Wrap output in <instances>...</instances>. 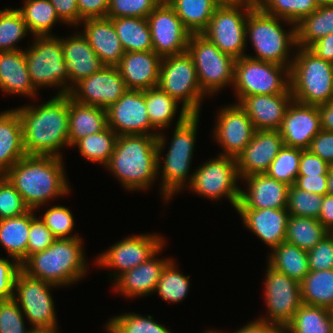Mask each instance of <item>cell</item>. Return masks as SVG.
<instances>
[{
  "mask_svg": "<svg viewBox=\"0 0 333 333\" xmlns=\"http://www.w3.org/2000/svg\"><path fill=\"white\" fill-rule=\"evenodd\" d=\"M280 21L292 27L284 31ZM248 38L256 54L247 57L291 68L295 52L291 49L297 47L295 24L266 14L256 5L247 16L246 42ZM290 51H293L292 56Z\"/></svg>",
  "mask_w": 333,
  "mask_h": 333,
  "instance_id": "6",
  "label": "cell"
},
{
  "mask_svg": "<svg viewBox=\"0 0 333 333\" xmlns=\"http://www.w3.org/2000/svg\"><path fill=\"white\" fill-rule=\"evenodd\" d=\"M162 57L153 50L126 52L116 66L128 90L158 87Z\"/></svg>",
  "mask_w": 333,
  "mask_h": 333,
  "instance_id": "24",
  "label": "cell"
},
{
  "mask_svg": "<svg viewBox=\"0 0 333 333\" xmlns=\"http://www.w3.org/2000/svg\"><path fill=\"white\" fill-rule=\"evenodd\" d=\"M179 117L174 127L170 146L162 158V152L167 144V138L161 131L157 136V176L162 174L161 191L164 202L168 203L178 191L188 187L193 178L190 173L193 158L199 114H189L184 108H180ZM164 159L163 163L161 162ZM163 164V165H162ZM162 166V167H161ZM161 169V170H160ZM162 171V172H161ZM160 172V173H159ZM187 182V183H186ZM183 188V189H182Z\"/></svg>",
  "mask_w": 333,
  "mask_h": 333,
  "instance_id": "3",
  "label": "cell"
},
{
  "mask_svg": "<svg viewBox=\"0 0 333 333\" xmlns=\"http://www.w3.org/2000/svg\"><path fill=\"white\" fill-rule=\"evenodd\" d=\"M34 211L36 210L31 209V224L26 249V260L31 255L44 251L56 240L40 217H36L37 215Z\"/></svg>",
  "mask_w": 333,
  "mask_h": 333,
  "instance_id": "54",
  "label": "cell"
},
{
  "mask_svg": "<svg viewBox=\"0 0 333 333\" xmlns=\"http://www.w3.org/2000/svg\"><path fill=\"white\" fill-rule=\"evenodd\" d=\"M33 38V43L24 50V54L34 88L38 91L42 87H60L56 95L69 94V75L61 37L47 35Z\"/></svg>",
  "mask_w": 333,
  "mask_h": 333,
  "instance_id": "8",
  "label": "cell"
},
{
  "mask_svg": "<svg viewBox=\"0 0 333 333\" xmlns=\"http://www.w3.org/2000/svg\"><path fill=\"white\" fill-rule=\"evenodd\" d=\"M30 224L31 209L20 216L0 220V245L20 265L26 261Z\"/></svg>",
  "mask_w": 333,
  "mask_h": 333,
  "instance_id": "33",
  "label": "cell"
},
{
  "mask_svg": "<svg viewBox=\"0 0 333 333\" xmlns=\"http://www.w3.org/2000/svg\"><path fill=\"white\" fill-rule=\"evenodd\" d=\"M0 89L2 92L14 95L31 98L37 96V90L31 82L22 49L0 52Z\"/></svg>",
  "mask_w": 333,
  "mask_h": 333,
  "instance_id": "30",
  "label": "cell"
},
{
  "mask_svg": "<svg viewBox=\"0 0 333 333\" xmlns=\"http://www.w3.org/2000/svg\"><path fill=\"white\" fill-rule=\"evenodd\" d=\"M329 233L316 218L290 215L284 241L308 251Z\"/></svg>",
  "mask_w": 333,
  "mask_h": 333,
  "instance_id": "40",
  "label": "cell"
},
{
  "mask_svg": "<svg viewBox=\"0 0 333 333\" xmlns=\"http://www.w3.org/2000/svg\"><path fill=\"white\" fill-rule=\"evenodd\" d=\"M29 210L20 193L6 178L0 185V220L20 216Z\"/></svg>",
  "mask_w": 333,
  "mask_h": 333,
  "instance_id": "53",
  "label": "cell"
},
{
  "mask_svg": "<svg viewBox=\"0 0 333 333\" xmlns=\"http://www.w3.org/2000/svg\"><path fill=\"white\" fill-rule=\"evenodd\" d=\"M285 333H333L328 308L303 303Z\"/></svg>",
  "mask_w": 333,
  "mask_h": 333,
  "instance_id": "41",
  "label": "cell"
},
{
  "mask_svg": "<svg viewBox=\"0 0 333 333\" xmlns=\"http://www.w3.org/2000/svg\"><path fill=\"white\" fill-rule=\"evenodd\" d=\"M62 162L63 158L56 156L26 155L6 172V178L29 209L38 210L53 198L70 193Z\"/></svg>",
  "mask_w": 333,
  "mask_h": 333,
  "instance_id": "2",
  "label": "cell"
},
{
  "mask_svg": "<svg viewBox=\"0 0 333 333\" xmlns=\"http://www.w3.org/2000/svg\"><path fill=\"white\" fill-rule=\"evenodd\" d=\"M321 129L333 132V101L318 105Z\"/></svg>",
  "mask_w": 333,
  "mask_h": 333,
  "instance_id": "65",
  "label": "cell"
},
{
  "mask_svg": "<svg viewBox=\"0 0 333 333\" xmlns=\"http://www.w3.org/2000/svg\"><path fill=\"white\" fill-rule=\"evenodd\" d=\"M158 87L181 102L189 114H200L205 94L200 88L191 55L181 54L162 57Z\"/></svg>",
  "mask_w": 333,
  "mask_h": 333,
  "instance_id": "12",
  "label": "cell"
},
{
  "mask_svg": "<svg viewBox=\"0 0 333 333\" xmlns=\"http://www.w3.org/2000/svg\"><path fill=\"white\" fill-rule=\"evenodd\" d=\"M246 190H240L236 209H280L287 207L289 185L266 173L254 174L242 179Z\"/></svg>",
  "mask_w": 333,
  "mask_h": 333,
  "instance_id": "23",
  "label": "cell"
},
{
  "mask_svg": "<svg viewBox=\"0 0 333 333\" xmlns=\"http://www.w3.org/2000/svg\"><path fill=\"white\" fill-rule=\"evenodd\" d=\"M216 117L213 136L223 149L219 155L236 158L252 140L253 122L238 103L224 106Z\"/></svg>",
  "mask_w": 333,
  "mask_h": 333,
  "instance_id": "20",
  "label": "cell"
},
{
  "mask_svg": "<svg viewBox=\"0 0 333 333\" xmlns=\"http://www.w3.org/2000/svg\"><path fill=\"white\" fill-rule=\"evenodd\" d=\"M318 5H328V4H333V0H316Z\"/></svg>",
  "mask_w": 333,
  "mask_h": 333,
  "instance_id": "70",
  "label": "cell"
},
{
  "mask_svg": "<svg viewBox=\"0 0 333 333\" xmlns=\"http://www.w3.org/2000/svg\"><path fill=\"white\" fill-rule=\"evenodd\" d=\"M107 127L105 108L76 102L68 94V133L69 146L78 140L101 132Z\"/></svg>",
  "mask_w": 333,
  "mask_h": 333,
  "instance_id": "31",
  "label": "cell"
},
{
  "mask_svg": "<svg viewBox=\"0 0 333 333\" xmlns=\"http://www.w3.org/2000/svg\"><path fill=\"white\" fill-rule=\"evenodd\" d=\"M331 166L312 153L309 149H302L298 169V176L328 175Z\"/></svg>",
  "mask_w": 333,
  "mask_h": 333,
  "instance_id": "57",
  "label": "cell"
},
{
  "mask_svg": "<svg viewBox=\"0 0 333 333\" xmlns=\"http://www.w3.org/2000/svg\"><path fill=\"white\" fill-rule=\"evenodd\" d=\"M145 102L150 123L157 129V132L171 126L179 102L159 87L145 90Z\"/></svg>",
  "mask_w": 333,
  "mask_h": 333,
  "instance_id": "42",
  "label": "cell"
},
{
  "mask_svg": "<svg viewBox=\"0 0 333 333\" xmlns=\"http://www.w3.org/2000/svg\"><path fill=\"white\" fill-rule=\"evenodd\" d=\"M53 5L59 18L67 25H76L81 23L79 16L77 0H49Z\"/></svg>",
  "mask_w": 333,
  "mask_h": 333,
  "instance_id": "59",
  "label": "cell"
},
{
  "mask_svg": "<svg viewBox=\"0 0 333 333\" xmlns=\"http://www.w3.org/2000/svg\"><path fill=\"white\" fill-rule=\"evenodd\" d=\"M283 146L279 130H256L250 143L236 157L240 180L266 173Z\"/></svg>",
  "mask_w": 333,
  "mask_h": 333,
  "instance_id": "21",
  "label": "cell"
},
{
  "mask_svg": "<svg viewBox=\"0 0 333 333\" xmlns=\"http://www.w3.org/2000/svg\"><path fill=\"white\" fill-rule=\"evenodd\" d=\"M83 35L104 66H117L125 54L111 18H92L82 21Z\"/></svg>",
  "mask_w": 333,
  "mask_h": 333,
  "instance_id": "29",
  "label": "cell"
},
{
  "mask_svg": "<svg viewBox=\"0 0 333 333\" xmlns=\"http://www.w3.org/2000/svg\"><path fill=\"white\" fill-rule=\"evenodd\" d=\"M318 106L292 101L288 106L281 128L283 144L308 149L312 139L321 131Z\"/></svg>",
  "mask_w": 333,
  "mask_h": 333,
  "instance_id": "22",
  "label": "cell"
},
{
  "mask_svg": "<svg viewBox=\"0 0 333 333\" xmlns=\"http://www.w3.org/2000/svg\"><path fill=\"white\" fill-rule=\"evenodd\" d=\"M234 333H285V328L279 324L257 318L240 327Z\"/></svg>",
  "mask_w": 333,
  "mask_h": 333,
  "instance_id": "62",
  "label": "cell"
},
{
  "mask_svg": "<svg viewBox=\"0 0 333 333\" xmlns=\"http://www.w3.org/2000/svg\"><path fill=\"white\" fill-rule=\"evenodd\" d=\"M40 219L50 229L56 239L77 238L80 235L71 234L74 227L72 212L65 206L55 205L46 210Z\"/></svg>",
  "mask_w": 333,
  "mask_h": 333,
  "instance_id": "50",
  "label": "cell"
},
{
  "mask_svg": "<svg viewBox=\"0 0 333 333\" xmlns=\"http://www.w3.org/2000/svg\"><path fill=\"white\" fill-rule=\"evenodd\" d=\"M168 4L191 34H201L219 6L214 0H170Z\"/></svg>",
  "mask_w": 333,
  "mask_h": 333,
  "instance_id": "37",
  "label": "cell"
},
{
  "mask_svg": "<svg viewBox=\"0 0 333 333\" xmlns=\"http://www.w3.org/2000/svg\"><path fill=\"white\" fill-rule=\"evenodd\" d=\"M29 33L17 9L0 10V52L18 51L17 43Z\"/></svg>",
  "mask_w": 333,
  "mask_h": 333,
  "instance_id": "46",
  "label": "cell"
},
{
  "mask_svg": "<svg viewBox=\"0 0 333 333\" xmlns=\"http://www.w3.org/2000/svg\"><path fill=\"white\" fill-rule=\"evenodd\" d=\"M122 47L126 52L153 50L147 18H111Z\"/></svg>",
  "mask_w": 333,
  "mask_h": 333,
  "instance_id": "35",
  "label": "cell"
},
{
  "mask_svg": "<svg viewBox=\"0 0 333 333\" xmlns=\"http://www.w3.org/2000/svg\"><path fill=\"white\" fill-rule=\"evenodd\" d=\"M24 314L13 299L0 301V333H30L25 326Z\"/></svg>",
  "mask_w": 333,
  "mask_h": 333,
  "instance_id": "52",
  "label": "cell"
},
{
  "mask_svg": "<svg viewBox=\"0 0 333 333\" xmlns=\"http://www.w3.org/2000/svg\"><path fill=\"white\" fill-rule=\"evenodd\" d=\"M23 3L17 10L33 36L53 35L51 31L56 22L64 23L49 0H24Z\"/></svg>",
  "mask_w": 333,
  "mask_h": 333,
  "instance_id": "38",
  "label": "cell"
},
{
  "mask_svg": "<svg viewBox=\"0 0 333 333\" xmlns=\"http://www.w3.org/2000/svg\"><path fill=\"white\" fill-rule=\"evenodd\" d=\"M328 175L319 176H297L295 186L320 195H327Z\"/></svg>",
  "mask_w": 333,
  "mask_h": 333,
  "instance_id": "61",
  "label": "cell"
},
{
  "mask_svg": "<svg viewBox=\"0 0 333 333\" xmlns=\"http://www.w3.org/2000/svg\"><path fill=\"white\" fill-rule=\"evenodd\" d=\"M308 49L319 58L332 62L333 60V33L320 38L311 44Z\"/></svg>",
  "mask_w": 333,
  "mask_h": 333,
  "instance_id": "63",
  "label": "cell"
},
{
  "mask_svg": "<svg viewBox=\"0 0 333 333\" xmlns=\"http://www.w3.org/2000/svg\"><path fill=\"white\" fill-rule=\"evenodd\" d=\"M300 288L304 304L333 307V269L309 271L300 282Z\"/></svg>",
  "mask_w": 333,
  "mask_h": 333,
  "instance_id": "39",
  "label": "cell"
},
{
  "mask_svg": "<svg viewBox=\"0 0 333 333\" xmlns=\"http://www.w3.org/2000/svg\"><path fill=\"white\" fill-rule=\"evenodd\" d=\"M23 146V126L16 109L0 112V171L7 172L26 156Z\"/></svg>",
  "mask_w": 333,
  "mask_h": 333,
  "instance_id": "32",
  "label": "cell"
},
{
  "mask_svg": "<svg viewBox=\"0 0 333 333\" xmlns=\"http://www.w3.org/2000/svg\"><path fill=\"white\" fill-rule=\"evenodd\" d=\"M159 4L157 0H109L108 18H147Z\"/></svg>",
  "mask_w": 333,
  "mask_h": 333,
  "instance_id": "51",
  "label": "cell"
},
{
  "mask_svg": "<svg viewBox=\"0 0 333 333\" xmlns=\"http://www.w3.org/2000/svg\"><path fill=\"white\" fill-rule=\"evenodd\" d=\"M329 315H330V321H331V326H332V331H333V307L328 309Z\"/></svg>",
  "mask_w": 333,
  "mask_h": 333,
  "instance_id": "71",
  "label": "cell"
},
{
  "mask_svg": "<svg viewBox=\"0 0 333 333\" xmlns=\"http://www.w3.org/2000/svg\"><path fill=\"white\" fill-rule=\"evenodd\" d=\"M266 272L264 299L268 316L259 318L285 328L303 304L300 283L269 265Z\"/></svg>",
  "mask_w": 333,
  "mask_h": 333,
  "instance_id": "16",
  "label": "cell"
},
{
  "mask_svg": "<svg viewBox=\"0 0 333 333\" xmlns=\"http://www.w3.org/2000/svg\"><path fill=\"white\" fill-rule=\"evenodd\" d=\"M163 248L164 246L148 261L123 273L116 280H112L115 291L129 298L145 297L155 293L162 271L171 260L170 258H158V253Z\"/></svg>",
  "mask_w": 333,
  "mask_h": 333,
  "instance_id": "27",
  "label": "cell"
},
{
  "mask_svg": "<svg viewBox=\"0 0 333 333\" xmlns=\"http://www.w3.org/2000/svg\"><path fill=\"white\" fill-rule=\"evenodd\" d=\"M177 267L172 259L165 265L155 290L162 300L176 304L185 299L191 286L190 276L183 275Z\"/></svg>",
  "mask_w": 333,
  "mask_h": 333,
  "instance_id": "45",
  "label": "cell"
},
{
  "mask_svg": "<svg viewBox=\"0 0 333 333\" xmlns=\"http://www.w3.org/2000/svg\"><path fill=\"white\" fill-rule=\"evenodd\" d=\"M271 251L268 265L291 279L300 283L310 271L307 250L283 241Z\"/></svg>",
  "mask_w": 333,
  "mask_h": 333,
  "instance_id": "34",
  "label": "cell"
},
{
  "mask_svg": "<svg viewBox=\"0 0 333 333\" xmlns=\"http://www.w3.org/2000/svg\"><path fill=\"white\" fill-rule=\"evenodd\" d=\"M333 33V4L319 5L296 25L297 47L308 48L320 38Z\"/></svg>",
  "mask_w": 333,
  "mask_h": 333,
  "instance_id": "36",
  "label": "cell"
},
{
  "mask_svg": "<svg viewBox=\"0 0 333 333\" xmlns=\"http://www.w3.org/2000/svg\"><path fill=\"white\" fill-rule=\"evenodd\" d=\"M58 329H32L30 333H59Z\"/></svg>",
  "mask_w": 333,
  "mask_h": 333,
  "instance_id": "68",
  "label": "cell"
},
{
  "mask_svg": "<svg viewBox=\"0 0 333 333\" xmlns=\"http://www.w3.org/2000/svg\"><path fill=\"white\" fill-rule=\"evenodd\" d=\"M157 137L151 135L117 136L108 169L126 190L139 191L157 180Z\"/></svg>",
  "mask_w": 333,
  "mask_h": 333,
  "instance_id": "4",
  "label": "cell"
},
{
  "mask_svg": "<svg viewBox=\"0 0 333 333\" xmlns=\"http://www.w3.org/2000/svg\"><path fill=\"white\" fill-rule=\"evenodd\" d=\"M308 149L333 166V132L321 130L312 139Z\"/></svg>",
  "mask_w": 333,
  "mask_h": 333,
  "instance_id": "58",
  "label": "cell"
},
{
  "mask_svg": "<svg viewBox=\"0 0 333 333\" xmlns=\"http://www.w3.org/2000/svg\"><path fill=\"white\" fill-rule=\"evenodd\" d=\"M23 126L27 155L56 156L69 146L68 94L55 95L41 105L16 108Z\"/></svg>",
  "mask_w": 333,
  "mask_h": 333,
  "instance_id": "1",
  "label": "cell"
},
{
  "mask_svg": "<svg viewBox=\"0 0 333 333\" xmlns=\"http://www.w3.org/2000/svg\"><path fill=\"white\" fill-rule=\"evenodd\" d=\"M83 239H56L47 249L31 255L21 270L29 277L56 286H68L82 280L87 273Z\"/></svg>",
  "mask_w": 333,
  "mask_h": 333,
  "instance_id": "5",
  "label": "cell"
},
{
  "mask_svg": "<svg viewBox=\"0 0 333 333\" xmlns=\"http://www.w3.org/2000/svg\"><path fill=\"white\" fill-rule=\"evenodd\" d=\"M218 5H229L233 4L235 2H238L239 0H214Z\"/></svg>",
  "mask_w": 333,
  "mask_h": 333,
  "instance_id": "69",
  "label": "cell"
},
{
  "mask_svg": "<svg viewBox=\"0 0 333 333\" xmlns=\"http://www.w3.org/2000/svg\"><path fill=\"white\" fill-rule=\"evenodd\" d=\"M310 271L333 269V233L326 235L315 247L307 251Z\"/></svg>",
  "mask_w": 333,
  "mask_h": 333,
  "instance_id": "55",
  "label": "cell"
},
{
  "mask_svg": "<svg viewBox=\"0 0 333 333\" xmlns=\"http://www.w3.org/2000/svg\"><path fill=\"white\" fill-rule=\"evenodd\" d=\"M107 333H122L110 320L105 324Z\"/></svg>",
  "mask_w": 333,
  "mask_h": 333,
  "instance_id": "67",
  "label": "cell"
},
{
  "mask_svg": "<svg viewBox=\"0 0 333 333\" xmlns=\"http://www.w3.org/2000/svg\"><path fill=\"white\" fill-rule=\"evenodd\" d=\"M117 134L108 126L99 133L88 135L78 140L73 146L77 147L81 156L87 161L100 163L104 167L108 164L114 151Z\"/></svg>",
  "mask_w": 333,
  "mask_h": 333,
  "instance_id": "43",
  "label": "cell"
},
{
  "mask_svg": "<svg viewBox=\"0 0 333 333\" xmlns=\"http://www.w3.org/2000/svg\"><path fill=\"white\" fill-rule=\"evenodd\" d=\"M158 234H139L116 242L108 250L96 258V265L103 269L113 268L110 278L116 280L120 275L148 261L163 246L166 241ZM117 271V272H116Z\"/></svg>",
  "mask_w": 333,
  "mask_h": 333,
  "instance_id": "15",
  "label": "cell"
},
{
  "mask_svg": "<svg viewBox=\"0 0 333 333\" xmlns=\"http://www.w3.org/2000/svg\"><path fill=\"white\" fill-rule=\"evenodd\" d=\"M21 265L14 259L0 257V300L13 298L14 283Z\"/></svg>",
  "mask_w": 333,
  "mask_h": 333,
  "instance_id": "56",
  "label": "cell"
},
{
  "mask_svg": "<svg viewBox=\"0 0 333 333\" xmlns=\"http://www.w3.org/2000/svg\"><path fill=\"white\" fill-rule=\"evenodd\" d=\"M5 179H6V173L3 171H0V185Z\"/></svg>",
  "mask_w": 333,
  "mask_h": 333,
  "instance_id": "72",
  "label": "cell"
},
{
  "mask_svg": "<svg viewBox=\"0 0 333 333\" xmlns=\"http://www.w3.org/2000/svg\"><path fill=\"white\" fill-rule=\"evenodd\" d=\"M79 16L82 20L107 17L109 0H77Z\"/></svg>",
  "mask_w": 333,
  "mask_h": 333,
  "instance_id": "60",
  "label": "cell"
},
{
  "mask_svg": "<svg viewBox=\"0 0 333 333\" xmlns=\"http://www.w3.org/2000/svg\"><path fill=\"white\" fill-rule=\"evenodd\" d=\"M107 126L118 136L151 135L159 132L151 125L146 110L145 90H127L107 109ZM155 130V132L152 131Z\"/></svg>",
  "mask_w": 333,
  "mask_h": 333,
  "instance_id": "17",
  "label": "cell"
},
{
  "mask_svg": "<svg viewBox=\"0 0 333 333\" xmlns=\"http://www.w3.org/2000/svg\"><path fill=\"white\" fill-rule=\"evenodd\" d=\"M293 100L292 94H258L243 97L235 103L247 113L255 130H279Z\"/></svg>",
  "mask_w": 333,
  "mask_h": 333,
  "instance_id": "25",
  "label": "cell"
},
{
  "mask_svg": "<svg viewBox=\"0 0 333 333\" xmlns=\"http://www.w3.org/2000/svg\"><path fill=\"white\" fill-rule=\"evenodd\" d=\"M49 282L31 278L20 270L15 278L13 299L18 303L32 329H58L55 304Z\"/></svg>",
  "mask_w": 333,
  "mask_h": 333,
  "instance_id": "14",
  "label": "cell"
},
{
  "mask_svg": "<svg viewBox=\"0 0 333 333\" xmlns=\"http://www.w3.org/2000/svg\"><path fill=\"white\" fill-rule=\"evenodd\" d=\"M62 50L69 75V92L81 79L98 72L104 65L89 45L84 35L75 32L71 36L61 38Z\"/></svg>",
  "mask_w": 333,
  "mask_h": 333,
  "instance_id": "28",
  "label": "cell"
},
{
  "mask_svg": "<svg viewBox=\"0 0 333 333\" xmlns=\"http://www.w3.org/2000/svg\"><path fill=\"white\" fill-rule=\"evenodd\" d=\"M256 4L266 14L295 25L319 7L316 0H256Z\"/></svg>",
  "mask_w": 333,
  "mask_h": 333,
  "instance_id": "44",
  "label": "cell"
},
{
  "mask_svg": "<svg viewBox=\"0 0 333 333\" xmlns=\"http://www.w3.org/2000/svg\"><path fill=\"white\" fill-rule=\"evenodd\" d=\"M159 3H168L170 0H157Z\"/></svg>",
  "mask_w": 333,
  "mask_h": 333,
  "instance_id": "74",
  "label": "cell"
},
{
  "mask_svg": "<svg viewBox=\"0 0 333 333\" xmlns=\"http://www.w3.org/2000/svg\"><path fill=\"white\" fill-rule=\"evenodd\" d=\"M318 220L330 233H333V195H324Z\"/></svg>",
  "mask_w": 333,
  "mask_h": 333,
  "instance_id": "64",
  "label": "cell"
},
{
  "mask_svg": "<svg viewBox=\"0 0 333 333\" xmlns=\"http://www.w3.org/2000/svg\"><path fill=\"white\" fill-rule=\"evenodd\" d=\"M127 90L118 68L103 66L98 72L76 83L69 95L76 102L107 109Z\"/></svg>",
  "mask_w": 333,
  "mask_h": 333,
  "instance_id": "19",
  "label": "cell"
},
{
  "mask_svg": "<svg viewBox=\"0 0 333 333\" xmlns=\"http://www.w3.org/2000/svg\"><path fill=\"white\" fill-rule=\"evenodd\" d=\"M323 195L307 192L295 185L289 187L286 210L298 217L319 218Z\"/></svg>",
  "mask_w": 333,
  "mask_h": 333,
  "instance_id": "48",
  "label": "cell"
},
{
  "mask_svg": "<svg viewBox=\"0 0 333 333\" xmlns=\"http://www.w3.org/2000/svg\"><path fill=\"white\" fill-rule=\"evenodd\" d=\"M122 333H172L167 327L156 322L151 315L125 313L109 319Z\"/></svg>",
  "mask_w": 333,
  "mask_h": 333,
  "instance_id": "49",
  "label": "cell"
},
{
  "mask_svg": "<svg viewBox=\"0 0 333 333\" xmlns=\"http://www.w3.org/2000/svg\"><path fill=\"white\" fill-rule=\"evenodd\" d=\"M301 152V148L284 145L270 164L266 174L289 186L294 185L298 176Z\"/></svg>",
  "mask_w": 333,
  "mask_h": 333,
  "instance_id": "47",
  "label": "cell"
},
{
  "mask_svg": "<svg viewBox=\"0 0 333 333\" xmlns=\"http://www.w3.org/2000/svg\"><path fill=\"white\" fill-rule=\"evenodd\" d=\"M153 51L160 57L187 51L191 33L168 3H159L148 15Z\"/></svg>",
  "mask_w": 333,
  "mask_h": 333,
  "instance_id": "18",
  "label": "cell"
},
{
  "mask_svg": "<svg viewBox=\"0 0 333 333\" xmlns=\"http://www.w3.org/2000/svg\"><path fill=\"white\" fill-rule=\"evenodd\" d=\"M239 179L236 158L217 155L194 170L188 188L212 201L228 198L236 210L241 190L236 184Z\"/></svg>",
  "mask_w": 333,
  "mask_h": 333,
  "instance_id": "13",
  "label": "cell"
},
{
  "mask_svg": "<svg viewBox=\"0 0 333 333\" xmlns=\"http://www.w3.org/2000/svg\"><path fill=\"white\" fill-rule=\"evenodd\" d=\"M232 87L237 102L258 94H291L290 68L243 56L235 60Z\"/></svg>",
  "mask_w": 333,
  "mask_h": 333,
  "instance_id": "9",
  "label": "cell"
},
{
  "mask_svg": "<svg viewBox=\"0 0 333 333\" xmlns=\"http://www.w3.org/2000/svg\"><path fill=\"white\" fill-rule=\"evenodd\" d=\"M187 52L191 55L202 92L212 95L233 86L235 58L222 52L202 34H191Z\"/></svg>",
  "mask_w": 333,
  "mask_h": 333,
  "instance_id": "11",
  "label": "cell"
},
{
  "mask_svg": "<svg viewBox=\"0 0 333 333\" xmlns=\"http://www.w3.org/2000/svg\"><path fill=\"white\" fill-rule=\"evenodd\" d=\"M290 68V90L294 101L321 105L332 101L333 65L308 48L297 47Z\"/></svg>",
  "mask_w": 333,
  "mask_h": 333,
  "instance_id": "7",
  "label": "cell"
},
{
  "mask_svg": "<svg viewBox=\"0 0 333 333\" xmlns=\"http://www.w3.org/2000/svg\"><path fill=\"white\" fill-rule=\"evenodd\" d=\"M222 331L217 330H207L205 333H221Z\"/></svg>",
  "mask_w": 333,
  "mask_h": 333,
  "instance_id": "73",
  "label": "cell"
},
{
  "mask_svg": "<svg viewBox=\"0 0 333 333\" xmlns=\"http://www.w3.org/2000/svg\"><path fill=\"white\" fill-rule=\"evenodd\" d=\"M244 225L261 241L273 249L279 246L286 236L289 212L280 209H236Z\"/></svg>",
  "mask_w": 333,
  "mask_h": 333,
  "instance_id": "26",
  "label": "cell"
},
{
  "mask_svg": "<svg viewBox=\"0 0 333 333\" xmlns=\"http://www.w3.org/2000/svg\"><path fill=\"white\" fill-rule=\"evenodd\" d=\"M327 194L333 195V166L328 171Z\"/></svg>",
  "mask_w": 333,
  "mask_h": 333,
  "instance_id": "66",
  "label": "cell"
},
{
  "mask_svg": "<svg viewBox=\"0 0 333 333\" xmlns=\"http://www.w3.org/2000/svg\"><path fill=\"white\" fill-rule=\"evenodd\" d=\"M256 5L255 0H239L233 4L219 5L201 34L235 59L246 56L247 16Z\"/></svg>",
  "mask_w": 333,
  "mask_h": 333,
  "instance_id": "10",
  "label": "cell"
}]
</instances>
